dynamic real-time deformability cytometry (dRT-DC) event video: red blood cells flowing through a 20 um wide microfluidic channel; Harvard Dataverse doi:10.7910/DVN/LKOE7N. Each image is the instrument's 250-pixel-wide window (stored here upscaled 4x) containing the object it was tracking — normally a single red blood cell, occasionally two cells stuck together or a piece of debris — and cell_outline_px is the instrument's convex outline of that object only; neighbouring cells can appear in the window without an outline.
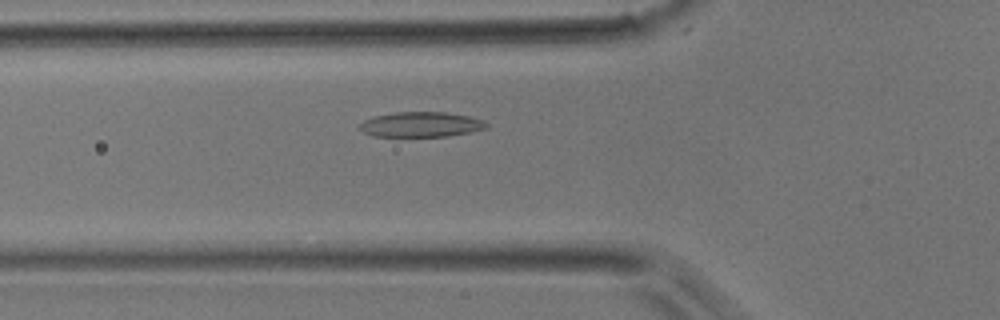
{"species": "common noctule bat (a hibernating species)", "species_latin": "Nyctalus noctula", "temperature_condition": "room temperature", "stored_images_in_passage": 29, "camera_frame_rate_fps": 3000, "um_per_image_px": 0.085, "animal": {"sex": "male", "body_mass_g": 17.9}, "frame": {"image": 1, "passage_image": 6, "time_ms": 1.667, "image_size_px": [1000, 320], "cell_outline_px": [[488, 124], [484, 128], [472, 132], [448, 136], [372, 136], [364, 132], [360, 128], [360, 124], [364, 120], [372, 116], [396, 112], [448, 112], [468, 116], [484, 120]], "centroid_in_image_um": [35.78, 10.57], "position_along_channel_um": 90.0, "area_um2": 18.5}}
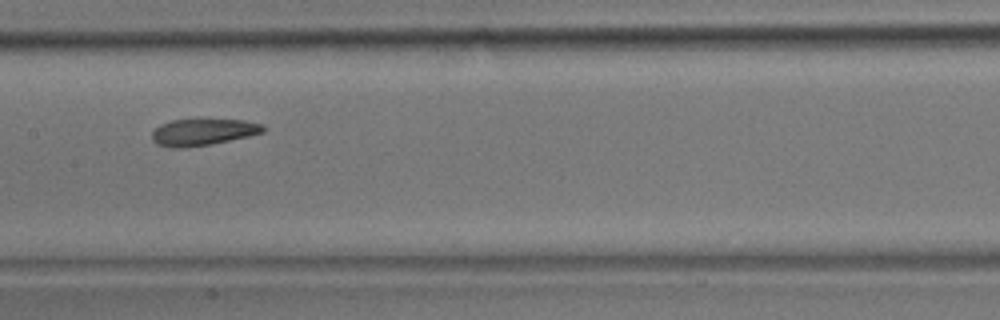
{"frame": {"image": 2, "passage_image": 13, "time_ms": 4.0, "image_size_px": [1000, 320], "cell_outline_px": [[268, 128], [264, 132], [248, 136], [212, 144], [184, 148], [172, 148], [156, 144], [152, 140], [152, 132], [160, 124], [172, 120], [244, 120], [264, 124]], "centroid_in_image_um": [17.27, 11.23], "position_along_channel_um": 190.1, "area_um2": 17.34}}
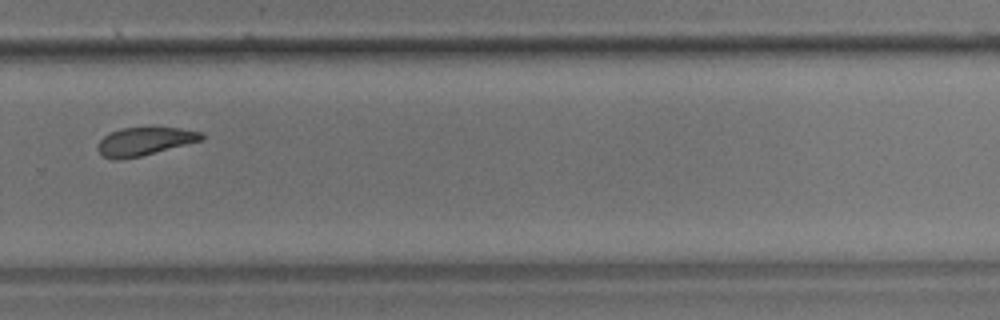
{"frame": {"image": 3, "passage_image": 22, "time_ms": 7.0, "image_size_px": [1000, 320], "cell_outline_px": [[204, 140], [140, 156], [116, 160], [104, 156], [96, 148], [100, 140], [104, 136], [120, 128], [180, 128], [200, 132], [204, 136]], "centroid_in_image_um": [12.3, 12.02], "position_along_channel_um": 317.5, "area_um2": 16.76}}